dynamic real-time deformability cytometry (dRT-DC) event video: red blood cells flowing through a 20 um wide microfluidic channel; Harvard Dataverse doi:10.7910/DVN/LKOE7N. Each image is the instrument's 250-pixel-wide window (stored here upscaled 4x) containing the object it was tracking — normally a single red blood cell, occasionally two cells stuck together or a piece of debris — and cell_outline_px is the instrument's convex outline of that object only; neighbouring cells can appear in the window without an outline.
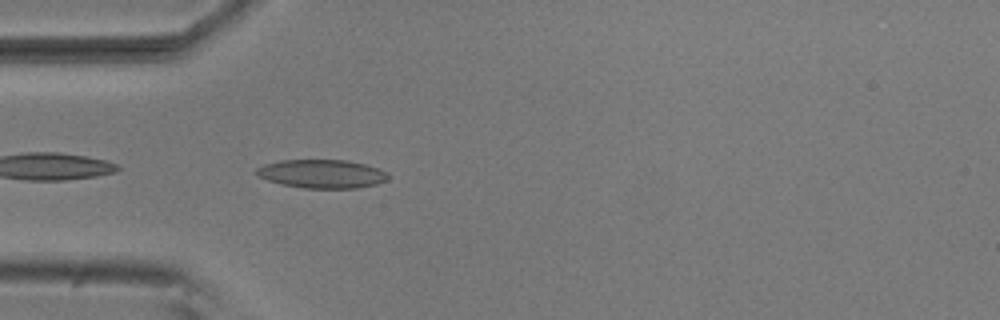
{"species": "common noctule bat (a hibernating species)", "species_latin": "Nyctalus noctula", "temperature_condition": "room temperature", "stored_images_in_passage": 5, "camera_frame_rate_fps": 3000, "um_per_image_px": 0.085, "animal": {"sex": "male", "body_mass_g": 20.5, "forearm_length_mm": 52.5}, "frame": {"image": 1, "passage_image": 5, "time_ms": 1.333, "image_size_px": [1000, 320], "cell_outline_px": [[388, 180], [376, 184], [356, 188], [300, 188], [280, 184], [268, 180], [260, 176], [256, 172], [256, 168], [264, 164], [280, 160], [348, 160], [380, 168], [388, 172]], "centroid_in_image_um": [27.39, 14.77], "position_along_channel_um": 57.6, "area_um2": 22.02}}